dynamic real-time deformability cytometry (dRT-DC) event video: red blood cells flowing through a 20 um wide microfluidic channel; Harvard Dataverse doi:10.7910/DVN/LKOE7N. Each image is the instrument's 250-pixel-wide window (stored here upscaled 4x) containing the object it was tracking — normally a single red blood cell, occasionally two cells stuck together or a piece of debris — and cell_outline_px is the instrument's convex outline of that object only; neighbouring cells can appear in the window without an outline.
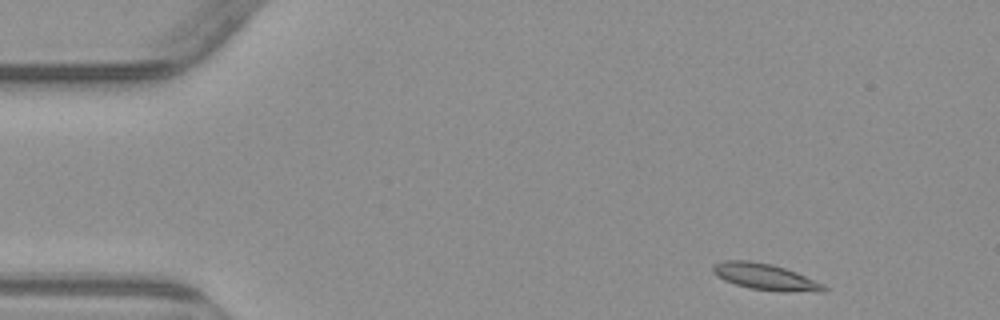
{"species": "common noctule bat (a hibernating species)", "species_latin": "Nyctalus noctula", "temperature_condition": "warm", "stored_images_in_passage": 4, "camera_frame_rate_fps": 3000, "um_per_image_px": 0.085, "animal": {"sex": "male", "body_mass_g": 23.1, "forearm_length_mm": 52.7}, "frame": {"image": 1, "passage_image": 1, "time_ms": 0.0, "image_size_px": [1000, 320], "cell_outline_px": [[828, 288], [824, 292], [780, 292], [752, 288], [736, 284], [724, 280], [712, 272], [712, 264], [724, 260], [748, 260], [772, 264], [796, 272], [824, 284]], "centroid_in_image_um": [65.07, 23.53], "position_along_channel_um": 19.9, "area_um2": 17.11}}
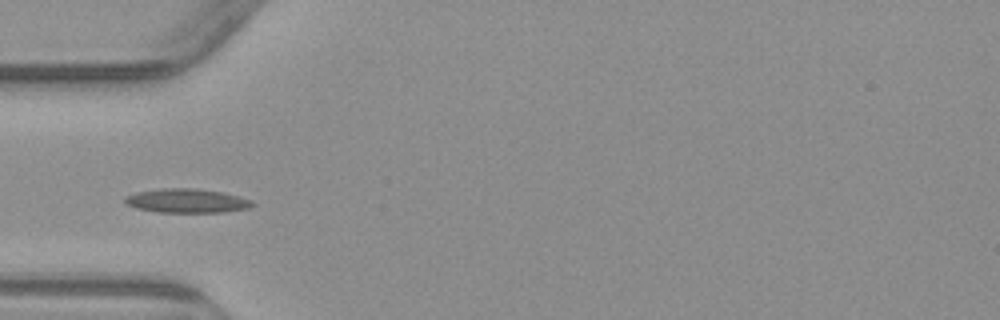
{"frame": {"image": 2, "passage_image": 4, "time_ms": 3.667, "image_size_px": [1000, 320], "cell_outline_px": [[256, 204], [248, 208], [224, 212], [156, 212], [136, 208], [128, 204], [124, 200], [124, 196], [136, 192], [160, 188], [196, 188], [224, 192], [240, 196], [252, 200]], "centroid_in_image_um": [15.9, 17.06], "position_along_channel_um": 69.1, "area_um2": 18.03}}